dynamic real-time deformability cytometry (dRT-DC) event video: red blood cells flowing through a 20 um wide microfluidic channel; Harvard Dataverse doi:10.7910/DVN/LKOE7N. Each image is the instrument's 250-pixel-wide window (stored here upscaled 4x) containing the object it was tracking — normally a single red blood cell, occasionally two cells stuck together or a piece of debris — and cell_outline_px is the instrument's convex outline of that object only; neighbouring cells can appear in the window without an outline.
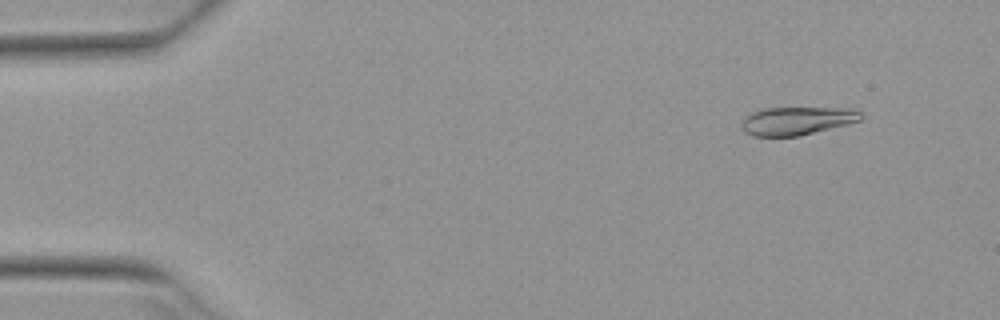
{"species": "Egyptian fruit bat (a non-hibernating species)", "species_latin": "Rousettus aegyptiacus", "temperature_condition": "warm", "stored_images_in_passage": 6, "camera_frame_rate_fps": 3000, "um_per_image_px": 0.085, "animal": {"sex": "female"}, "frame": {"image": 1, "passage_image": 2, "time_ms": 0.333, "image_size_px": [1000, 320], "cell_outline_px": [[864, 116], [860, 120], [848, 124], [800, 136], [752, 136], [744, 132], [740, 128], [740, 124], [744, 116], [752, 112], [764, 108], [852, 108], [864, 112]], "centroid_in_image_um": [67.73, 10.27], "position_along_channel_um": 17.3, "area_um2": 19.94}}